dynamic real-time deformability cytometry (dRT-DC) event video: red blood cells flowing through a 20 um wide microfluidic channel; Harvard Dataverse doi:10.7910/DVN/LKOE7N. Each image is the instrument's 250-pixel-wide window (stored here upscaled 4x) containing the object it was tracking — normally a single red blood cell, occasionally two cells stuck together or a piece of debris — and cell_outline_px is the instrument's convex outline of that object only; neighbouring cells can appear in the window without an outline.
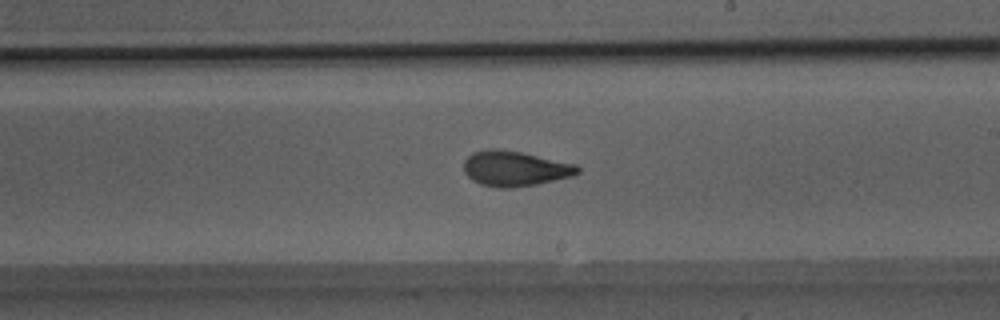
{"species": "Egyptian fruit bat (a non-hibernating species)", "species_latin": "Rousettus aegyptiacus", "temperature_condition": "room temperature", "stored_images_in_passage": 50, "camera_frame_rate_fps": 3000, "um_per_image_px": 0.085, "animal": {"sex": "male"}, "frame": {"image": 1, "passage_image": 29, "time_ms": 9.333, "image_size_px": [1000, 320], "cell_outline_px": [[580, 172], [572, 176], [536, 184], [512, 188], [500, 188], [480, 184], [472, 180], [464, 172], [464, 160], [472, 152], [488, 148], [496, 148], [520, 152], [576, 164], [580, 168]], "centroid_in_image_um": [43.74, 14.32], "position_along_channel_um": 245.3, "area_um2": 23.35}}
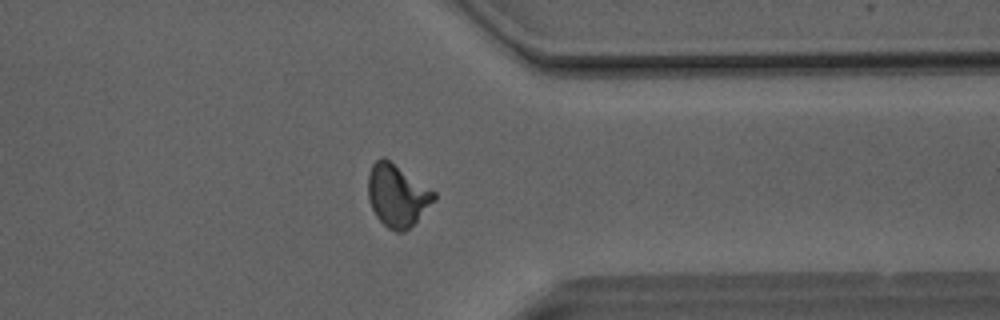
{"frame": {"image": 2, "passage_image": 39, "time_ms": 12.667, "image_size_px": [1000, 320], "cell_outline_px": [[436, 200], [404, 232], [396, 232], [388, 228], [376, 216], [372, 208], [368, 196], [368, 172], [372, 164], [380, 156], [384, 156], [436, 192]], "centroid_in_image_um": [33.75, 16.58], "position_along_channel_um": 377.6, "area_um2": 23.87}}
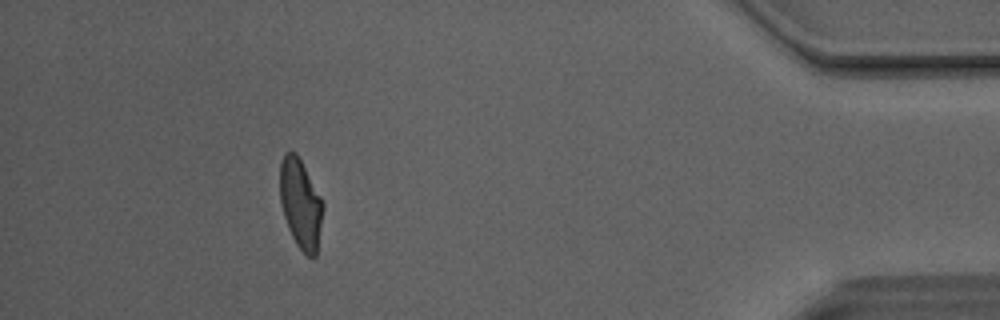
{"frame": {"image": 3, "passage_image": 45, "time_ms": 14.667, "image_size_px": [1000, 320], "cell_outline_px": [[324, 208], [316, 256], [312, 260], [296, 244], [288, 228], [280, 204], [280, 160], [284, 152], [296, 152], [320, 196], [324, 204]], "centroid_in_image_um": [25.54, 17.33], "position_along_channel_um": 409.7, "area_um2": 22.48}, "authors_computed_cell_mechanics": {"area_um2": 23.3512, "velocity_mm_per_s": 4.1335, "shape_relaxation_time_tau1_ms": 6.791, "shape_relaxation_time_tau2_ms": 1.4435, "deformation_change_tau1": 0.2161, "deformation_change_tau2": 0.0849}}